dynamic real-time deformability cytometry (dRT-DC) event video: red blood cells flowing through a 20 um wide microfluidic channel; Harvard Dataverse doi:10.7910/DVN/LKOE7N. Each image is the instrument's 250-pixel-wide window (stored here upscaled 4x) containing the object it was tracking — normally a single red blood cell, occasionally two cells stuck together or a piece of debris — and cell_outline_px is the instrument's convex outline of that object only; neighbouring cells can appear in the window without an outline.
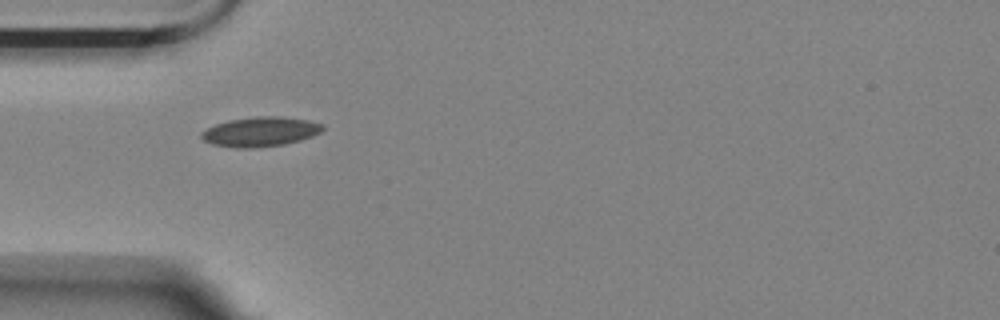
{"species": "Egyptian fruit bat (a non-hibernating species)", "species_latin": "Rousettus aegyptiacus", "temperature_condition": "room temperature", "stored_images_in_passage": 4, "camera_frame_rate_fps": 3000, "um_per_image_px": 0.085, "animal": {"sex": "female"}, "frame": {"image": 1, "passage_image": 3, "time_ms": 0.667, "image_size_px": [1000, 320], "cell_outline_px": [[324, 128], [320, 132], [312, 136], [300, 140], [284, 144], [252, 148], [236, 148], [212, 144], [204, 140], [200, 136], [200, 132], [216, 124], [228, 120], [256, 116], [280, 116], [308, 120], [324, 124]], "centroid_in_image_um": [22.13, 11.19], "position_along_channel_um": 62.9, "area_um2": 20.92}}
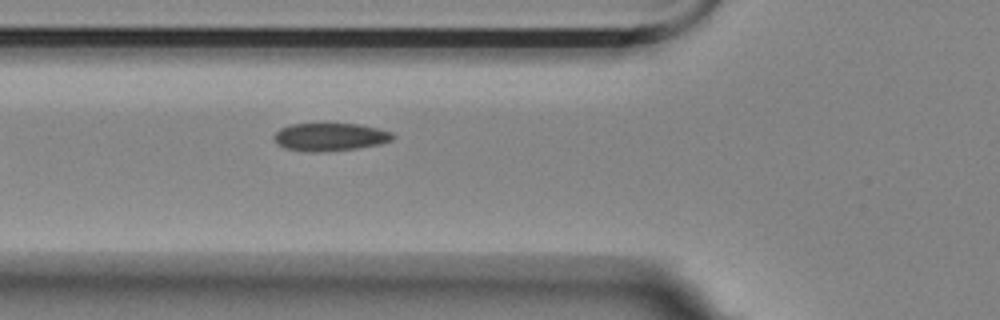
{"frame": {"image": 2, "passage_image": 4, "time_ms": 1.0, "image_size_px": [1000, 320], "cell_outline_px": [[396, 136], [392, 140], [380, 144], [356, 148], [316, 152], [308, 152], [284, 148], [276, 144], [272, 136], [280, 128], [288, 124], [360, 124], [392, 132]], "centroid_in_image_um": [28.02, 11.64], "position_along_channel_um": 97.8, "area_um2": 19.36}}